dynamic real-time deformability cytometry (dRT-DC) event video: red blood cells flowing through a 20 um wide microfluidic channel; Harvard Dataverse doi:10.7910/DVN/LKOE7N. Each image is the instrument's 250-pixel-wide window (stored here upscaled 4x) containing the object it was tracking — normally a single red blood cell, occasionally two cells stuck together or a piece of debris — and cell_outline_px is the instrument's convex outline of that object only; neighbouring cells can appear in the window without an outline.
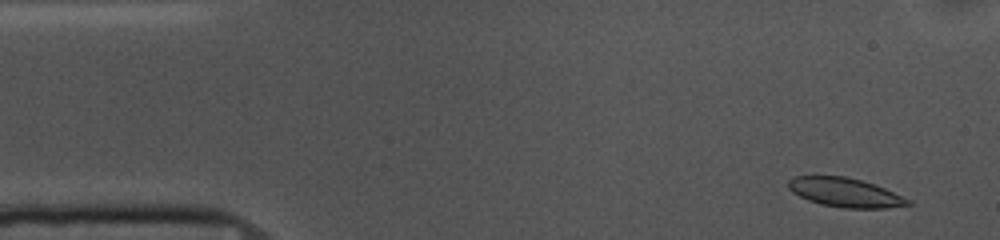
{"species": "common noctule bat (a hibernating species)", "species_latin": "Nyctalus noctula", "temperature_condition": "cold", "stored_images_in_passage": 14, "camera_frame_rate_fps": 3000, "um_per_image_px": 0.085, "animal": {"sex": "female", "body_mass_g": 10.0, "forearm_length_mm": 53.1}, "frame": {"image": 1, "passage_image": 3, "time_ms": 0.667, "image_size_px": [1000, 240], "cell_outline_px": [[912, 204], [888, 208], [844, 208], [820, 204], [808, 200], [792, 192], [788, 188], [788, 180], [792, 176], [848, 176], [884, 188], [912, 200]], "centroid_in_image_um": [71.82, 16.36], "position_along_channel_um": 13.2, "area_um2": 20.29}}
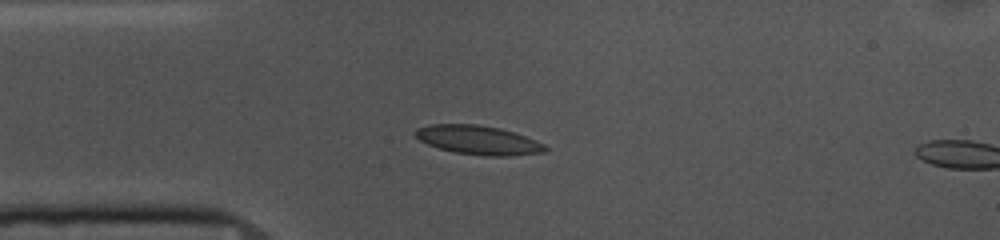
{"frame": {"image": 2, "passage_image": 12, "time_ms": 3.667, "image_size_px": [1000, 240], "cell_outline_px": [[548, 148], [544, 152], [512, 156], [488, 156], [456, 152], [440, 148], [428, 144], [420, 140], [412, 132], [416, 128], [428, 124], [476, 124], [500, 128], [536, 140], [544, 144]], "centroid_in_image_um": [40.64, 11.9], "position_along_channel_um": 44.4, "area_um2": 21.85}}